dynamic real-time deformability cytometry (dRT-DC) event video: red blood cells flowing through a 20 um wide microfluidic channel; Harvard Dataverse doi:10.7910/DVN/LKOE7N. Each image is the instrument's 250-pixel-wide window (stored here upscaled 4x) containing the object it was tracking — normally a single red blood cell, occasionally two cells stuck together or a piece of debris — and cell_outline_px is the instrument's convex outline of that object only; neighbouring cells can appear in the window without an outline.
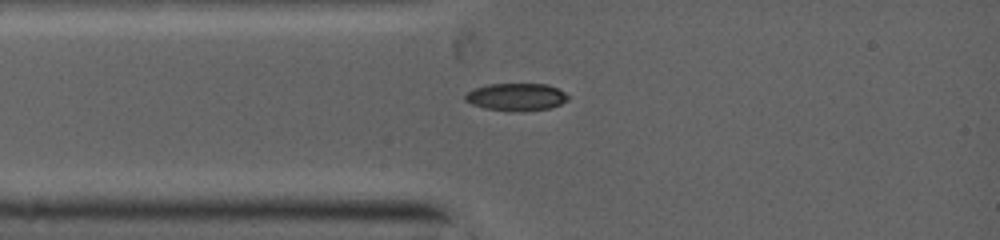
{"species": "common noctule bat (a hibernating species)", "species_latin": "Nyctalus noctula", "temperature_condition": "warm", "stored_images_in_passage": 28, "camera_frame_rate_fps": 5000, "um_per_image_px": 0.085, "animal": {"sex": "female", "body_mass_g": 19.0, "forearm_length_mm": 53.3}, "frame": {"image": 1, "passage_image": 1, "time_ms": 0.0, "image_size_px": [1000, 240], "cell_outline_px": [[568, 100], [560, 104], [548, 108], [488, 108], [472, 104], [464, 100], [464, 96], [468, 92], [476, 88], [488, 84], [544, 84], [556, 88], [564, 92], [568, 96]], "centroid_in_image_um": [43.87, 8.18], "position_along_channel_um": 41.1, "area_um2": 15.32}}
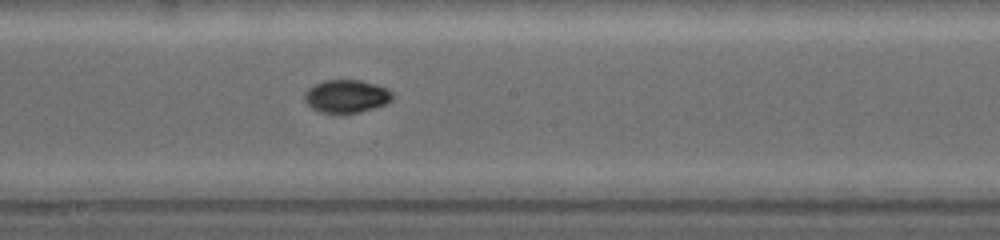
{"frame": {"image": 2, "passage_image": 10, "time_ms": 4.0, "image_size_px": [1000, 240], "cell_outline_px": [[392, 100], [384, 104], [372, 108], [356, 112], [324, 112], [312, 108], [304, 100], [304, 96], [308, 88], [324, 80], [360, 80], [384, 88], [392, 92]], "centroid_in_image_um": [29.42, 8.16], "position_along_channel_um": 218.8, "area_um2": 16.3}}
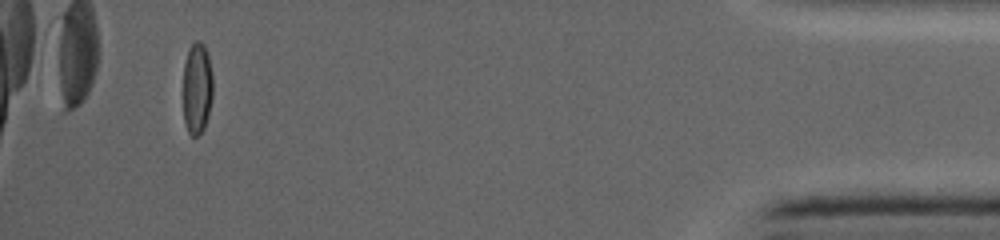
{"frame": {"image": 3, "passage_image": 25, "time_ms": 10.4, "image_size_px": [1000, 240], "cell_outline_px": [[212, 96], [208, 116], [204, 128], [196, 136], [192, 136], [188, 132], [184, 120], [184, 64], [188, 48], [196, 40], [200, 40], [204, 44], [208, 56], [212, 76]], "centroid_in_image_um": [16.75, 7.48], "position_along_channel_um": 418.5, "area_um2": 15.78}}